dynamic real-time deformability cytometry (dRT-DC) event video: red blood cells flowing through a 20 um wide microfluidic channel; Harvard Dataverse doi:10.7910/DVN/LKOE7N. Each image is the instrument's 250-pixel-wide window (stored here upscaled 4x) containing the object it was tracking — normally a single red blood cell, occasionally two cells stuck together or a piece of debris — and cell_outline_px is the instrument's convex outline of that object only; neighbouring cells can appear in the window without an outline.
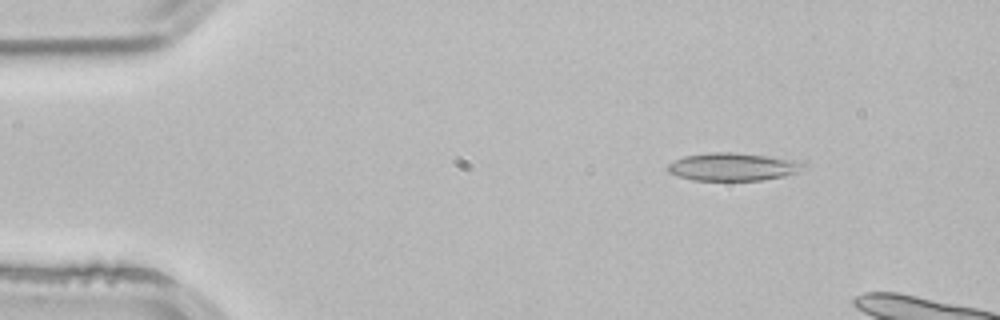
{"species": "common noctule bat (a hibernating species)", "species_latin": "Nyctalus noctula", "temperature_condition": "room temperature", "stored_images_in_passage": 3, "camera_frame_rate_fps": 3000, "um_per_image_px": 0.085, "animal": {"sex": "male", "body_mass_g": 21.5, "forearm_length_mm": 52.0}, "frame": {"image": 1, "passage_image": 1, "time_ms": 0.0, "image_size_px": [1000, 320], "cell_outline_px": [[804, 164], [796, 172], [784, 176], [764, 180], [692, 180], [676, 176], [668, 172], [668, 164], [684, 156], [712, 152], [732, 152], [764, 156], [792, 160]], "centroid_in_image_um": [62.2, 14.19], "position_along_channel_um": 22.8, "area_um2": 21.56}}